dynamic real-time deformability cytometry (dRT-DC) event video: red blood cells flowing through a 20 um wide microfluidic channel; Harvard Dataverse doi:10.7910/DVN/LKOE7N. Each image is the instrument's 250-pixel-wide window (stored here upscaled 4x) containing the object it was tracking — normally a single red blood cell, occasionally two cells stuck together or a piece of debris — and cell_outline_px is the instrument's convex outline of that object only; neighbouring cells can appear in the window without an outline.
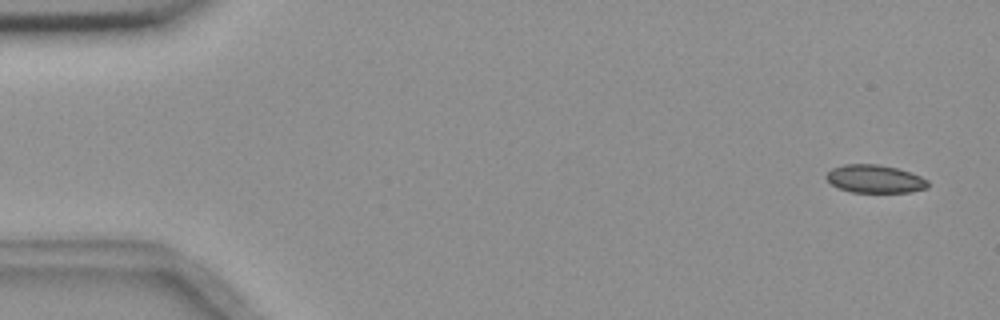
{"species": "common noctule bat (a hibernating species)", "species_latin": "Nyctalus noctula", "temperature_condition": "room temperature", "stored_images_in_passage": 14, "camera_frame_rate_fps": 3000, "um_per_image_px": 0.085, "animal": {"sex": "female", "body_mass_g": 18.4}, "frame": {"image": 1, "passage_image": 3, "time_ms": 0.667, "image_size_px": [1000, 320], "cell_outline_px": [[928, 188], [912, 192], [852, 192], [840, 188], [832, 184], [828, 180], [828, 172], [832, 168], [844, 164], [876, 164], [896, 168], [920, 176], [928, 180]], "centroid_in_image_um": [74.4, 15.21], "position_along_channel_um": 10.6, "area_um2": 16.36}}